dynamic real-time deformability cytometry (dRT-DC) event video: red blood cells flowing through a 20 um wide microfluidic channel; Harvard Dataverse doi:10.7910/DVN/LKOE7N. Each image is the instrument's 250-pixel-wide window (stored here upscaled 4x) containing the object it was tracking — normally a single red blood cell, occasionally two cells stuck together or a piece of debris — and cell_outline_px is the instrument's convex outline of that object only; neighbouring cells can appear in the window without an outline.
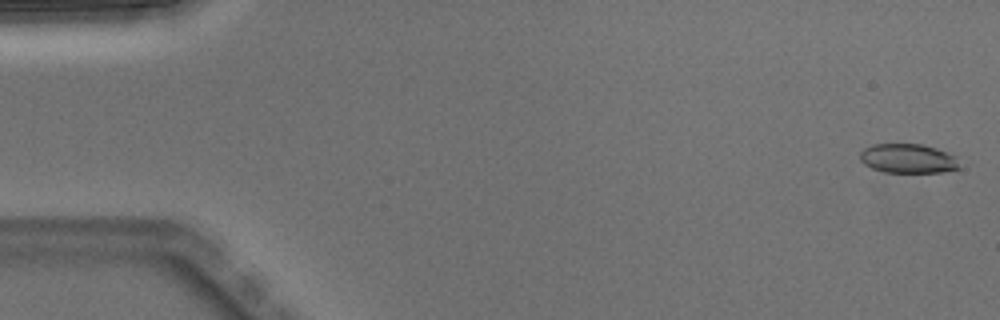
{"species": "Egyptian fruit bat (a non-hibernating species)", "species_latin": "Rousettus aegyptiacus", "temperature_condition": "warm", "stored_images_in_passage": 4, "camera_frame_rate_fps": 3000, "um_per_image_px": 0.085, "animal": {"sex": "male"}, "frame": {"image": 1, "passage_image": 1, "time_ms": 0.0, "image_size_px": [1000, 320], "cell_outline_px": [[960, 168], [944, 172], [884, 172], [872, 168], [864, 164], [860, 160], [860, 152], [864, 148], [872, 144], [924, 144], [948, 152], [956, 156]], "centroid_in_image_um": [77.19, 13.47], "position_along_channel_um": 7.8, "area_um2": 17.11}}
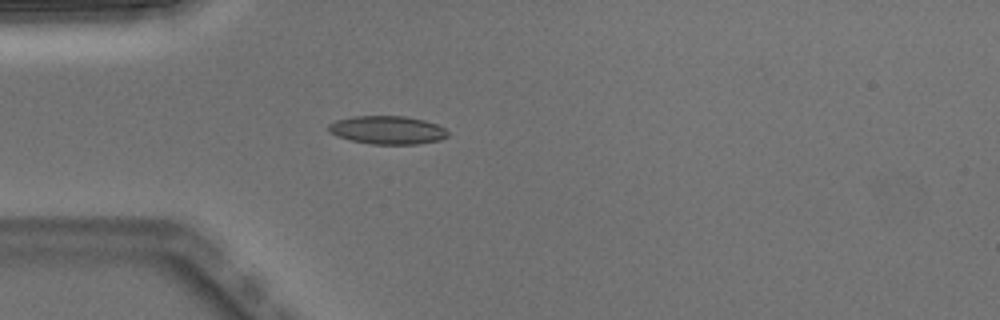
{"frame": {"image": 2, "passage_image": 4, "time_ms": 1.0, "image_size_px": [1000, 320], "cell_outline_px": [[448, 136], [440, 140], [416, 144], [372, 144], [352, 140], [336, 136], [328, 132], [328, 124], [336, 120], [352, 116], [404, 116], [424, 120], [436, 124], [444, 128], [448, 132]], "centroid_in_image_um": [32.91, 11.05], "position_along_channel_um": 52.1, "area_um2": 19.65}}